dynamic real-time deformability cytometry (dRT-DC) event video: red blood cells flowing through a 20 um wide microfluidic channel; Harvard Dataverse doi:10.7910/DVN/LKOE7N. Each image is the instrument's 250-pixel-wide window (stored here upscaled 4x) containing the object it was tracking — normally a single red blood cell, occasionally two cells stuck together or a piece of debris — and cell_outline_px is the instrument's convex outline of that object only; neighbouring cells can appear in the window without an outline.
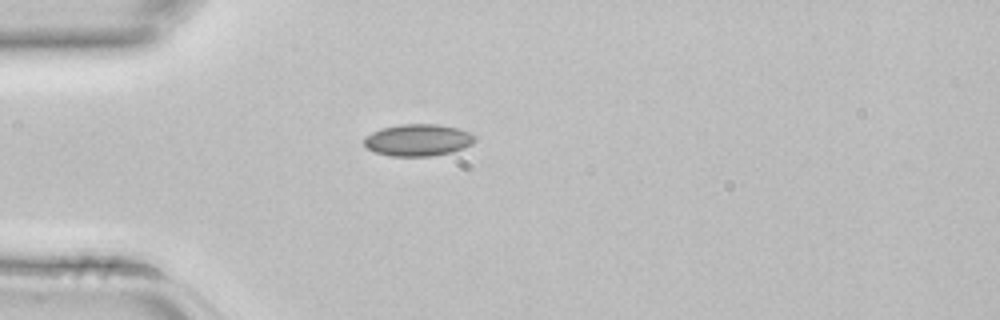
{"species": "common noctule bat (a hibernating species)", "species_latin": "Nyctalus noctula", "temperature_condition": "room temperature", "stored_images_in_passage": 1, "camera_frame_rate_fps": 3000, "um_per_image_px": 0.085, "animal": {"sex": "female", "body_mass_g": 22.7, "forearm_length_mm": 54.2}, "frame": {"image": 1, "passage_image": 1, "time_ms": 0.0, "image_size_px": [1000, 320], "cell_outline_px": [[472, 144], [464, 148], [452, 152], [432, 156], [392, 156], [376, 152], [368, 148], [364, 144], [364, 136], [372, 132], [384, 128], [400, 124], [436, 124], [456, 128], [468, 132], [472, 136]], "centroid_in_image_um": [35.49, 11.91], "position_along_channel_um": 49.5, "area_um2": 20.29}}